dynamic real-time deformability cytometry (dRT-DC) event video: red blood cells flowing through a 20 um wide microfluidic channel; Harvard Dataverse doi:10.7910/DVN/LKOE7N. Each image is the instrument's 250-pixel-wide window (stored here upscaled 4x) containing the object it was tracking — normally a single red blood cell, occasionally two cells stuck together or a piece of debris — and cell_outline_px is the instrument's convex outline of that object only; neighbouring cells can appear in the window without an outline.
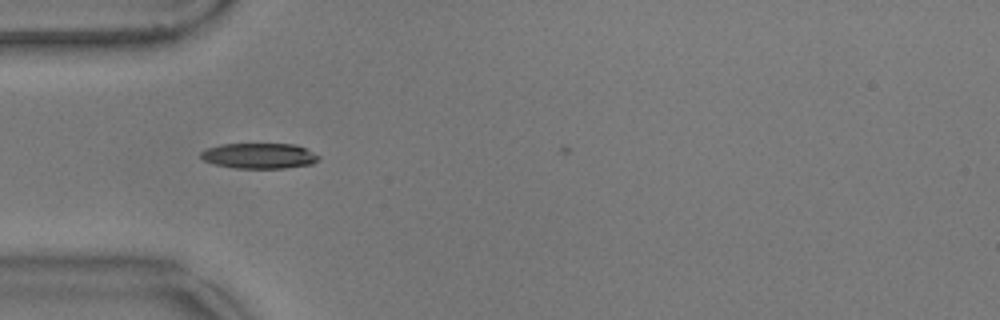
{"species": "common noctule bat (a hibernating species)", "species_latin": "Nyctalus noctula", "temperature_condition": "warm", "stored_images_in_passage": 4, "camera_frame_rate_fps": 3000, "um_per_image_px": 0.085, "animal": {"sex": "male", "body_mass_g": 17.9}, "frame": {"image": 1, "passage_image": 2, "time_ms": 0.333, "image_size_px": [1000, 320], "cell_outline_px": [[320, 156], [312, 164], [284, 168], [236, 168], [216, 164], [204, 160], [200, 156], [200, 152], [208, 148], [220, 144], [296, 144]], "centroid_in_image_um": [22.02, 13.24], "position_along_channel_um": 63.0, "area_um2": 17.28}}